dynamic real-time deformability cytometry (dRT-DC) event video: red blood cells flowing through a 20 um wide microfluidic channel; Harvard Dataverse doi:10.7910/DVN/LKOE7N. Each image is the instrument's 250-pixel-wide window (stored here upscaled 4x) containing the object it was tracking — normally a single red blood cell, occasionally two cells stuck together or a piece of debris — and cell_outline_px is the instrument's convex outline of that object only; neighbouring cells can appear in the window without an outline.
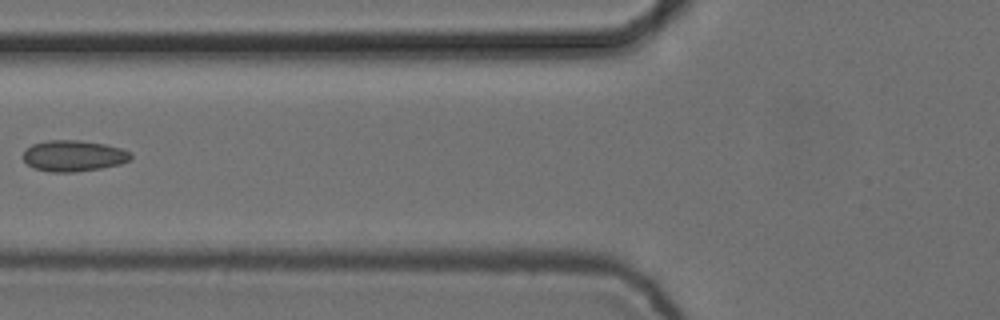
{"species": "common noctule bat (a hibernating species)", "species_latin": "Nyctalus noctula", "temperature_condition": "cold", "stored_images_in_passage": 6, "camera_frame_rate_fps": 3000, "um_per_image_px": 0.085, "animal": {"sex": "female", "body_mass_g": 24.6, "forearm_length_mm": 56.2}, "frame": {"image": 1, "passage_image": 6, "time_ms": 1.667, "image_size_px": [1000, 320], "cell_outline_px": [[132, 156], [128, 160], [120, 164], [100, 168], [72, 172], [52, 172], [36, 168], [28, 164], [24, 160], [24, 152], [32, 144], [48, 140], [80, 140], [104, 144], [120, 148], [132, 152]], "centroid_in_image_um": [6.27, 13.23], "position_along_channel_um": 119.5, "area_um2": 19.25}}